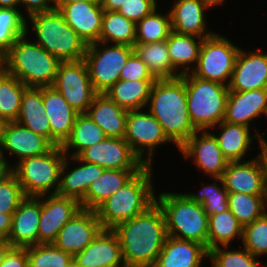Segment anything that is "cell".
<instances>
[{
    "mask_svg": "<svg viewBox=\"0 0 267 267\" xmlns=\"http://www.w3.org/2000/svg\"><path fill=\"white\" fill-rule=\"evenodd\" d=\"M86 115L94 121L107 137L124 138L128 110L118 106L104 93H97Z\"/></svg>",
    "mask_w": 267,
    "mask_h": 267,
    "instance_id": "cell-29",
    "label": "cell"
},
{
    "mask_svg": "<svg viewBox=\"0 0 267 267\" xmlns=\"http://www.w3.org/2000/svg\"><path fill=\"white\" fill-rule=\"evenodd\" d=\"M42 101L50 123V142L61 146L69 137L78 113L52 86L42 87Z\"/></svg>",
    "mask_w": 267,
    "mask_h": 267,
    "instance_id": "cell-25",
    "label": "cell"
},
{
    "mask_svg": "<svg viewBox=\"0 0 267 267\" xmlns=\"http://www.w3.org/2000/svg\"><path fill=\"white\" fill-rule=\"evenodd\" d=\"M146 109L158 120L176 149L197 131L189 116L186 85L182 77L156 80Z\"/></svg>",
    "mask_w": 267,
    "mask_h": 267,
    "instance_id": "cell-2",
    "label": "cell"
},
{
    "mask_svg": "<svg viewBox=\"0 0 267 267\" xmlns=\"http://www.w3.org/2000/svg\"><path fill=\"white\" fill-rule=\"evenodd\" d=\"M26 34V16L20 8L0 7V53L4 56Z\"/></svg>",
    "mask_w": 267,
    "mask_h": 267,
    "instance_id": "cell-42",
    "label": "cell"
},
{
    "mask_svg": "<svg viewBox=\"0 0 267 267\" xmlns=\"http://www.w3.org/2000/svg\"><path fill=\"white\" fill-rule=\"evenodd\" d=\"M52 87L78 114H86L97 94L84 59L61 62Z\"/></svg>",
    "mask_w": 267,
    "mask_h": 267,
    "instance_id": "cell-12",
    "label": "cell"
},
{
    "mask_svg": "<svg viewBox=\"0 0 267 267\" xmlns=\"http://www.w3.org/2000/svg\"><path fill=\"white\" fill-rule=\"evenodd\" d=\"M0 267H28L26 247H12Z\"/></svg>",
    "mask_w": 267,
    "mask_h": 267,
    "instance_id": "cell-49",
    "label": "cell"
},
{
    "mask_svg": "<svg viewBox=\"0 0 267 267\" xmlns=\"http://www.w3.org/2000/svg\"><path fill=\"white\" fill-rule=\"evenodd\" d=\"M260 139L261 140L258 143L259 146L255 147V148H257V150L260 149L257 156L259 157V159L261 160V163L263 165L264 177H265V182H266V186H267V137L265 138L262 134Z\"/></svg>",
    "mask_w": 267,
    "mask_h": 267,
    "instance_id": "cell-52",
    "label": "cell"
},
{
    "mask_svg": "<svg viewBox=\"0 0 267 267\" xmlns=\"http://www.w3.org/2000/svg\"><path fill=\"white\" fill-rule=\"evenodd\" d=\"M253 50V51H252ZM241 48L235 62L229 91H251L267 88V52Z\"/></svg>",
    "mask_w": 267,
    "mask_h": 267,
    "instance_id": "cell-18",
    "label": "cell"
},
{
    "mask_svg": "<svg viewBox=\"0 0 267 267\" xmlns=\"http://www.w3.org/2000/svg\"><path fill=\"white\" fill-rule=\"evenodd\" d=\"M177 151L209 178L221 177L229 163L209 130L196 131Z\"/></svg>",
    "mask_w": 267,
    "mask_h": 267,
    "instance_id": "cell-13",
    "label": "cell"
},
{
    "mask_svg": "<svg viewBox=\"0 0 267 267\" xmlns=\"http://www.w3.org/2000/svg\"><path fill=\"white\" fill-rule=\"evenodd\" d=\"M78 200L57 194L41 196L38 244L53 243L61 228L80 210Z\"/></svg>",
    "mask_w": 267,
    "mask_h": 267,
    "instance_id": "cell-15",
    "label": "cell"
},
{
    "mask_svg": "<svg viewBox=\"0 0 267 267\" xmlns=\"http://www.w3.org/2000/svg\"><path fill=\"white\" fill-rule=\"evenodd\" d=\"M45 114L42 87H28L22 96L17 122L50 141V123Z\"/></svg>",
    "mask_w": 267,
    "mask_h": 267,
    "instance_id": "cell-33",
    "label": "cell"
},
{
    "mask_svg": "<svg viewBox=\"0 0 267 267\" xmlns=\"http://www.w3.org/2000/svg\"><path fill=\"white\" fill-rule=\"evenodd\" d=\"M134 52L146 64L155 80H169L181 77L172 67L167 41L135 43Z\"/></svg>",
    "mask_w": 267,
    "mask_h": 267,
    "instance_id": "cell-34",
    "label": "cell"
},
{
    "mask_svg": "<svg viewBox=\"0 0 267 267\" xmlns=\"http://www.w3.org/2000/svg\"><path fill=\"white\" fill-rule=\"evenodd\" d=\"M13 214L0 213V242L8 241Z\"/></svg>",
    "mask_w": 267,
    "mask_h": 267,
    "instance_id": "cell-51",
    "label": "cell"
},
{
    "mask_svg": "<svg viewBox=\"0 0 267 267\" xmlns=\"http://www.w3.org/2000/svg\"><path fill=\"white\" fill-rule=\"evenodd\" d=\"M73 264L75 267H126L118 237L112 229H103L73 257Z\"/></svg>",
    "mask_w": 267,
    "mask_h": 267,
    "instance_id": "cell-23",
    "label": "cell"
},
{
    "mask_svg": "<svg viewBox=\"0 0 267 267\" xmlns=\"http://www.w3.org/2000/svg\"><path fill=\"white\" fill-rule=\"evenodd\" d=\"M155 201L164 214L168 236L207 248L208 215L200 203L190 200L181 191L157 192Z\"/></svg>",
    "mask_w": 267,
    "mask_h": 267,
    "instance_id": "cell-6",
    "label": "cell"
},
{
    "mask_svg": "<svg viewBox=\"0 0 267 267\" xmlns=\"http://www.w3.org/2000/svg\"><path fill=\"white\" fill-rule=\"evenodd\" d=\"M158 0H131L126 1L118 9V13L122 14L127 19L137 23L145 16L149 15L158 6Z\"/></svg>",
    "mask_w": 267,
    "mask_h": 267,
    "instance_id": "cell-47",
    "label": "cell"
},
{
    "mask_svg": "<svg viewBox=\"0 0 267 267\" xmlns=\"http://www.w3.org/2000/svg\"><path fill=\"white\" fill-rule=\"evenodd\" d=\"M166 41L174 70L180 76L191 73L197 64L203 38L172 31Z\"/></svg>",
    "mask_w": 267,
    "mask_h": 267,
    "instance_id": "cell-31",
    "label": "cell"
},
{
    "mask_svg": "<svg viewBox=\"0 0 267 267\" xmlns=\"http://www.w3.org/2000/svg\"><path fill=\"white\" fill-rule=\"evenodd\" d=\"M121 80H155L146 64L133 52L121 69Z\"/></svg>",
    "mask_w": 267,
    "mask_h": 267,
    "instance_id": "cell-48",
    "label": "cell"
},
{
    "mask_svg": "<svg viewBox=\"0 0 267 267\" xmlns=\"http://www.w3.org/2000/svg\"><path fill=\"white\" fill-rule=\"evenodd\" d=\"M59 11L83 41L89 45L100 41L104 10L101 2H73L63 5Z\"/></svg>",
    "mask_w": 267,
    "mask_h": 267,
    "instance_id": "cell-24",
    "label": "cell"
},
{
    "mask_svg": "<svg viewBox=\"0 0 267 267\" xmlns=\"http://www.w3.org/2000/svg\"><path fill=\"white\" fill-rule=\"evenodd\" d=\"M103 230L95 210L81 209L59 231L53 244L73 257Z\"/></svg>",
    "mask_w": 267,
    "mask_h": 267,
    "instance_id": "cell-16",
    "label": "cell"
},
{
    "mask_svg": "<svg viewBox=\"0 0 267 267\" xmlns=\"http://www.w3.org/2000/svg\"><path fill=\"white\" fill-rule=\"evenodd\" d=\"M242 238L243 226L229 209L208 216L207 250L221 246L231 247L236 239L241 244Z\"/></svg>",
    "mask_w": 267,
    "mask_h": 267,
    "instance_id": "cell-36",
    "label": "cell"
},
{
    "mask_svg": "<svg viewBox=\"0 0 267 267\" xmlns=\"http://www.w3.org/2000/svg\"><path fill=\"white\" fill-rule=\"evenodd\" d=\"M212 183L200 182L197 193L183 192L190 200L200 203L208 216L228 210L229 192L224 188L221 177H210Z\"/></svg>",
    "mask_w": 267,
    "mask_h": 267,
    "instance_id": "cell-40",
    "label": "cell"
},
{
    "mask_svg": "<svg viewBox=\"0 0 267 267\" xmlns=\"http://www.w3.org/2000/svg\"><path fill=\"white\" fill-rule=\"evenodd\" d=\"M136 39V23L117 11H104L100 42L123 44L133 47Z\"/></svg>",
    "mask_w": 267,
    "mask_h": 267,
    "instance_id": "cell-37",
    "label": "cell"
},
{
    "mask_svg": "<svg viewBox=\"0 0 267 267\" xmlns=\"http://www.w3.org/2000/svg\"><path fill=\"white\" fill-rule=\"evenodd\" d=\"M11 172L7 161L0 155V181Z\"/></svg>",
    "mask_w": 267,
    "mask_h": 267,
    "instance_id": "cell-55",
    "label": "cell"
},
{
    "mask_svg": "<svg viewBox=\"0 0 267 267\" xmlns=\"http://www.w3.org/2000/svg\"><path fill=\"white\" fill-rule=\"evenodd\" d=\"M185 80L187 107L192 125L206 131L224 120L229 88L215 81L204 80L188 73Z\"/></svg>",
    "mask_w": 267,
    "mask_h": 267,
    "instance_id": "cell-7",
    "label": "cell"
},
{
    "mask_svg": "<svg viewBox=\"0 0 267 267\" xmlns=\"http://www.w3.org/2000/svg\"><path fill=\"white\" fill-rule=\"evenodd\" d=\"M241 245L256 257L267 255V212L243 227Z\"/></svg>",
    "mask_w": 267,
    "mask_h": 267,
    "instance_id": "cell-45",
    "label": "cell"
},
{
    "mask_svg": "<svg viewBox=\"0 0 267 267\" xmlns=\"http://www.w3.org/2000/svg\"><path fill=\"white\" fill-rule=\"evenodd\" d=\"M245 161L229 162L221 176L229 193L267 195V186L261 160L257 156Z\"/></svg>",
    "mask_w": 267,
    "mask_h": 267,
    "instance_id": "cell-20",
    "label": "cell"
},
{
    "mask_svg": "<svg viewBox=\"0 0 267 267\" xmlns=\"http://www.w3.org/2000/svg\"><path fill=\"white\" fill-rule=\"evenodd\" d=\"M60 63L27 34L19 37L3 56V69L26 87L53 86Z\"/></svg>",
    "mask_w": 267,
    "mask_h": 267,
    "instance_id": "cell-5",
    "label": "cell"
},
{
    "mask_svg": "<svg viewBox=\"0 0 267 267\" xmlns=\"http://www.w3.org/2000/svg\"><path fill=\"white\" fill-rule=\"evenodd\" d=\"M141 169H104L101 176L91 183L85 198L80 202L82 209L96 210L108 197L120 189Z\"/></svg>",
    "mask_w": 267,
    "mask_h": 267,
    "instance_id": "cell-30",
    "label": "cell"
},
{
    "mask_svg": "<svg viewBox=\"0 0 267 267\" xmlns=\"http://www.w3.org/2000/svg\"><path fill=\"white\" fill-rule=\"evenodd\" d=\"M25 197L21 184L12 171L0 181V213L13 214Z\"/></svg>",
    "mask_w": 267,
    "mask_h": 267,
    "instance_id": "cell-46",
    "label": "cell"
},
{
    "mask_svg": "<svg viewBox=\"0 0 267 267\" xmlns=\"http://www.w3.org/2000/svg\"><path fill=\"white\" fill-rule=\"evenodd\" d=\"M3 70V55L0 53V72Z\"/></svg>",
    "mask_w": 267,
    "mask_h": 267,
    "instance_id": "cell-60",
    "label": "cell"
},
{
    "mask_svg": "<svg viewBox=\"0 0 267 267\" xmlns=\"http://www.w3.org/2000/svg\"><path fill=\"white\" fill-rule=\"evenodd\" d=\"M112 231L118 237L126 267H153L168 237L164 214L156 201Z\"/></svg>",
    "mask_w": 267,
    "mask_h": 267,
    "instance_id": "cell-1",
    "label": "cell"
},
{
    "mask_svg": "<svg viewBox=\"0 0 267 267\" xmlns=\"http://www.w3.org/2000/svg\"><path fill=\"white\" fill-rule=\"evenodd\" d=\"M22 13L28 17L37 12L54 9L52 0H19Z\"/></svg>",
    "mask_w": 267,
    "mask_h": 267,
    "instance_id": "cell-50",
    "label": "cell"
},
{
    "mask_svg": "<svg viewBox=\"0 0 267 267\" xmlns=\"http://www.w3.org/2000/svg\"><path fill=\"white\" fill-rule=\"evenodd\" d=\"M7 123L8 122L3 117L0 116V144L2 142Z\"/></svg>",
    "mask_w": 267,
    "mask_h": 267,
    "instance_id": "cell-59",
    "label": "cell"
},
{
    "mask_svg": "<svg viewBox=\"0 0 267 267\" xmlns=\"http://www.w3.org/2000/svg\"><path fill=\"white\" fill-rule=\"evenodd\" d=\"M206 259L204 245L168 236L153 267H203Z\"/></svg>",
    "mask_w": 267,
    "mask_h": 267,
    "instance_id": "cell-28",
    "label": "cell"
},
{
    "mask_svg": "<svg viewBox=\"0 0 267 267\" xmlns=\"http://www.w3.org/2000/svg\"><path fill=\"white\" fill-rule=\"evenodd\" d=\"M153 167L145 165L95 210L103 229H113L144 212L155 202Z\"/></svg>",
    "mask_w": 267,
    "mask_h": 267,
    "instance_id": "cell-3",
    "label": "cell"
},
{
    "mask_svg": "<svg viewBox=\"0 0 267 267\" xmlns=\"http://www.w3.org/2000/svg\"><path fill=\"white\" fill-rule=\"evenodd\" d=\"M236 247L221 246L208 250V266L211 267H260L262 261L252 255L242 245ZM230 248V249H229Z\"/></svg>",
    "mask_w": 267,
    "mask_h": 267,
    "instance_id": "cell-43",
    "label": "cell"
},
{
    "mask_svg": "<svg viewBox=\"0 0 267 267\" xmlns=\"http://www.w3.org/2000/svg\"><path fill=\"white\" fill-rule=\"evenodd\" d=\"M26 34L61 62L83 60L85 57L88 45L66 23L58 9L26 17Z\"/></svg>",
    "mask_w": 267,
    "mask_h": 267,
    "instance_id": "cell-4",
    "label": "cell"
},
{
    "mask_svg": "<svg viewBox=\"0 0 267 267\" xmlns=\"http://www.w3.org/2000/svg\"><path fill=\"white\" fill-rule=\"evenodd\" d=\"M212 8L204 0H175L168 11L172 31L208 38L216 33L208 27L207 13Z\"/></svg>",
    "mask_w": 267,
    "mask_h": 267,
    "instance_id": "cell-22",
    "label": "cell"
},
{
    "mask_svg": "<svg viewBox=\"0 0 267 267\" xmlns=\"http://www.w3.org/2000/svg\"><path fill=\"white\" fill-rule=\"evenodd\" d=\"M13 246L8 242H0V264L4 261L8 251L12 248Z\"/></svg>",
    "mask_w": 267,
    "mask_h": 267,
    "instance_id": "cell-56",
    "label": "cell"
},
{
    "mask_svg": "<svg viewBox=\"0 0 267 267\" xmlns=\"http://www.w3.org/2000/svg\"><path fill=\"white\" fill-rule=\"evenodd\" d=\"M54 9H60L63 5L73 2H100V0H52Z\"/></svg>",
    "mask_w": 267,
    "mask_h": 267,
    "instance_id": "cell-54",
    "label": "cell"
},
{
    "mask_svg": "<svg viewBox=\"0 0 267 267\" xmlns=\"http://www.w3.org/2000/svg\"><path fill=\"white\" fill-rule=\"evenodd\" d=\"M53 147L54 145L46 137L14 121L7 123L0 144V155L12 169L21 160L32 156L43 155ZM12 159L13 163L10 164L12 162L10 160Z\"/></svg>",
    "mask_w": 267,
    "mask_h": 267,
    "instance_id": "cell-14",
    "label": "cell"
},
{
    "mask_svg": "<svg viewBox=\"0 0 267 267\" xmlns=\"http://www.w3.org/2000/svg\"><path fill=\"white\" fill-rule=\"evenodd\" d=\"M155 81L119 79L104 94L128 111L146 109Z\"/></svg>",
    "mask_w": 267,
    "mask_h": 267,
    "instance_id": "cell-32",
    "label": "cell"
},
{
    "mask_svg": "<svg viewBox=\"0 0 267 267\" xmlns=\"http://www.w3.org/2000/svg\"><path fill=\"white\" fill-rule=\"evenodd\" d=\"M78 157L104 169H142L145 166L124 138L107 137L83 150Z\"/></svg>",
    "mask_w": 267,
    "mask_h": 267,
    "instance_id": "cell-17",
    "label": "cell"
},
{
    "mask_svg": "<svg viewBox=\"0 0 267 267\" xmlns=\"http://www.w3.org/2000/svg\"><path fill=\"white\" fill-rule=\"evenodd\" d=\"M159 8L136 23L135 43L161 42L169 38L172 32L170 13L168 9L162 13Z\"/></svg>",
    "mask_w": 267,
    "mask_h": 267,
    "instance_id": "cell-39",
    "label": "cell"
},
{
    "mask_svg": "<svg viewBox=\"0 0 267 267\" xmlns=\"http://www.w3.org/2000/svg\"><path fill=\"white\" fill-rule=\"evenodd\" d=\"M265 116L267 119V88L245 92L229 91L224 122L250 127L260 137L262 133L251 122ZM252 125V126H251Z\"/></svg>",
    "mask_w": 267,
    "mask_h": 267,
    "instance_id": "cell-19",
    "label": "cell"
},
{
    "mask_svg": "<svg viewBox=\"0 0 267 267\" xmlns=\"http://www.w3.org/2000/svg\"><path fill=\"white\" fill-rule=\"evenodd\" d=\"M126 1L131 0H100L101 6L104 11H118Z\"/></svg>",
    "mask_w": 267,
    "mask_h": 267,
    "instance_id": "cell-53",
    "label": "cell"
},
{
    "mask_svg": "<svg viewBox=\"0 0 267 267\" xmlns=\"http://www.w3.org/2000/svg\"><path fill=\"white\" fill-rule=\"evenodd\" d=\"M28 267H72L73 256L53 243L28 246Z\"/></svg>",
    "mask_w": 267,
    "mask_h": 267,
    "instance_id": "cell-44",
    "label": "cell"
},
{
    "mask_svg": "<svg viewBox=\"0 0 267 267\" xmlns=\"http://www.w3.org/2000/svg\"><path fill=\"white\" fill-rule=\"evenodd\" d=\"M105 138V132L94 121L86 114H78L69 137L60 147L66 156H78L83 150Z\"/></svg>",
    "mask_w": 267,
    "mask_h": 267,
    "instance_id": "cell-35",
    "label": "cell"
},
{
    "mask_svg": "<svg viewBox=\"0 0 267 267\" xmlns=\"http://www.w3.org/2000/svg\"><path fill=\"white\" fill-rule=\"evenodd\" d=\"M41 214V196H26L13 213L8 242L13 247H28L38 244V229Z\"/></svg>",
    "mask_w": 267,
    "mask_h": 267,
    "instance_id": "cell-26",
    "label": "cell"
},
{
    "mask_svg": "<svg viewBox=\"0 0 267 267\" xmlns=\"http://www.w3.org/2000/svg\"><path fill=\"white\" fill-rule=\"evenodd\" d=\"M252 130L250 127L222 121L209 131L217 139L222 155L229 162H236L245 161L247 156H250L249 152L255 149V139L260 142V136Z\"/></svg>",
    "mask_w": 267,
    "mask_h": 267,
    "instance_id": "cell-27",
    "label": "cell"
},
{
    "mask_svg": "<svg viewBox=\"0 0 267 267\" xmlns=\"http://www.w3.org/2000/svg\"><path fill=\"white\" fill-rule=\"evenodd\" d=\"M65 157L62 148L54 146L43 155L28 157L18 162L11 171L17 176L25 196L56 194Z\"/></svg>",
    "mask_w": 267,
    "mask_h": 267,
    "instance_id": "cell-8",
    "label": "cell"
},
{
    "mask_svg": "<svg viewBox=\"0 0 267 267\" xmlns=\"http://www.w3.org/2000/svg\"><path fill=\"white\" fill-rule=\"evenodd\" d=\"M228 208L244 227L267 212V195L229 193Z\"/></svg>",
    "mask_w": 267,
    "mask_h": 267,
    "instance_id": "cell-41",
    "label": "cell"
},
{
    "mask_svg": "<svg viewBox=\"0 0 267 267\" xmlns=\"http://www.w3.org/2000/svg\"><path fill=\"white\" fill-rule=\"evenodd\" d=\"M124 139L144 165H154L157 149L167 143L174 145L164 134L161 124L146 109L128 111Z\"/></svg>",
    "mask_w": 267,
    "mask_h": 267,
    "instance_id": "cell-11",
    "label": "cell"
},
{
    "mask_svg": "<svg viewBox=\"0 0 267 267\" xmlns=\"http://www.w3.org/2000/svg\"><path fill=\"white\" fill-rule=\"evenodd\" d=\"M211 8L223 6L227 0H204Z\"/></svg>",
    "mask_w": 267,
    "mask_h": 267,
    "instance_id": "cell-58",
    "label": "cell"
},
{
    "mask_svg": "<svg viewBox=\"0 0 267 267\" xmlns=\"http://www.w3.org/2000/svg\"><path fill=\"white\" fill-rule=\"evenodd\" d=\"M26 87L16 76L0 72V116L7 122L17 121Z\"/></svg>",
    "mask_w": 267,
    "mask_h": 267,
    "instance_id": "cell-38",
    "label": "cell"
},
{
    "mask_svg": "<svg viewBox=\"0 0 267 267\" xmlns=\"http://www.w3.org/2000/svg\"><path fill=\"white\" fill-rule=\"evenodd\" d=\"M260 267H267V262H266V265L262 263Z\"/></svg>",
    "mask_w": 267,
    "mask_h": 267,
    "instance_id": "cell-61",
    "label": "cell"
},
{
    "mask_svg": "<svg viewBox=\"0 0 267 267\" xmlns=\"http://www.w3.org/2000/svg\"><path fill=\"white\" fill-rule=\"evenodd\" d=\"M134 47L123 44L95 42L87 46L84 61L97 93H104L120 78L121 69Z\"/></svg>",
    "mask_w": 267,
    "mask_h": 267,
    "instance_id": "cell-10",
    "label": "cell"
},
{
    "mask_svg": "<svg viewBox=\"0 0 267 267\" xmlns=\"http://www.w3.org/2000/svg\"><path fill=\"white\" fill-rule=\"evenodd\" d=\"M103 171V167L85 162L78 156H66L61 167L60 183L56 194L81 202L91 183L98 179Z\"/></svg>",
    "mask_w": 267,
    "mask_h": 267,
    "instance_id": "cell-21",
    "label": "cell"
},
{
    "mask_svg": "<svg viewBox=\"0 0 267 267\" xmlns=\"http://www.w3.org/2000/svg\"><path fill=\"white\" fill-rule=\"evenodd\" d=\"M240 49L232 39L216 32L203 39L197 64L191 73L198 78L228 86Z\"/></svg>",
    "mask_w": 267,
    "mask_h": 267,
    "instance_id": "cell-9",
    "label": "cell"
},
{
    "mask_svg": "<svg viewBox=\"0 0 267 267\" xmlns=\"http://www.w3.org/2000/svg\"><path fill=\"white\" fill-rule=\"evenodd\" d=\"M0 7L20 8L19 0H0Z\"/></svg>",
    "mask_w": 267,
    "mask_h": 267,
    "instance_id": "cell-57",
    "label": "cell"
}]
</instances>
